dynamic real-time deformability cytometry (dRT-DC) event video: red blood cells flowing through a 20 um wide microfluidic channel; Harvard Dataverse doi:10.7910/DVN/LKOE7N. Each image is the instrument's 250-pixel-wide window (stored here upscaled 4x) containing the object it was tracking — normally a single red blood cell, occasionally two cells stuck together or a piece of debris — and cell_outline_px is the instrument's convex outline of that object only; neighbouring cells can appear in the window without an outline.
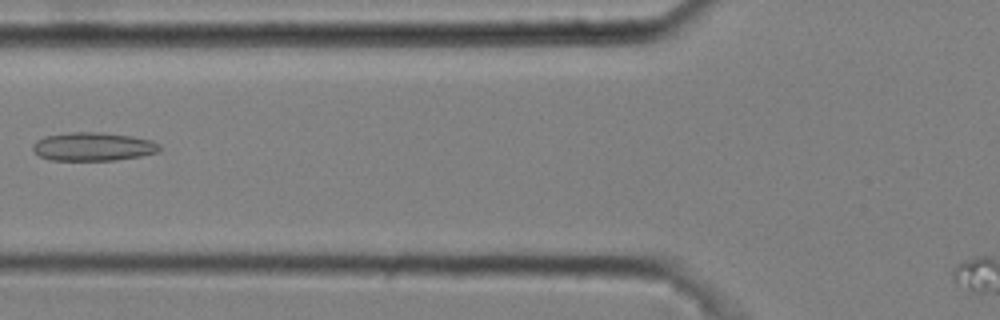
{"species": "common noctule bat (a hibernating species)", "species_latin": "Nyctalus noctula", "temperature_condition": "cold", "stored_images_in_passage": 6, "camera_frame_rate_fps": 3000, "um_per_image_px": 0.085, "animal": {"sex": "male", "body_mass_g": 20.4}, "frame": {"image": 1, "passage_image": 6, "time_ms": 1.667, "image_size_px": [1000, 320], "cell_outline_px": [[160, 152], [140, 156], [116, 160], [52, 160], [40, 156], [32, 148], [32, 144], [36, 140], [44, 136], [72, 132], [100, 132], [132, 136], [152, 140], [160, 144]], "centroid_in_image_um": [7.94, 12.46], "position_along_channel_um": 117.9, "area_um2": 21.1}}